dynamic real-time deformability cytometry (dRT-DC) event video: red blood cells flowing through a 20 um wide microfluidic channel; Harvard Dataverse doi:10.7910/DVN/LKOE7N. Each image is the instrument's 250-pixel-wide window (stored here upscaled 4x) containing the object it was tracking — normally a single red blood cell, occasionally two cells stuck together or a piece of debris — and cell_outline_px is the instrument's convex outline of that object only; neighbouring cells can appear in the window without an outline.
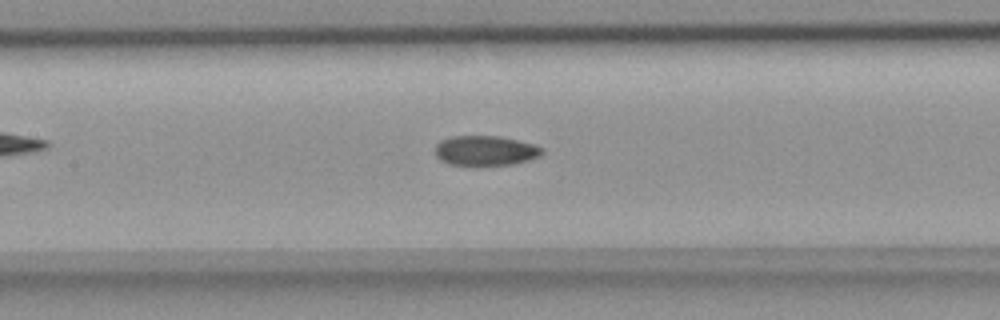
{"species": "common noctule bat (a hibernating species)", "species_latin": "Nyctalus noctula", "temperature_condition": "room temperature", "stored_images_in_passage": 52, "camera_frame_rate_fps": 3000, "um_per_image_px": 0.085, "animal": {"sex": "female", "body_mass_g": 18.4}, "frame": {"image": 1, "passage_image": 24, "time_ms": 7.667, "image_size_px": [1000, 320], "cell_outline_px": [[544, 152], [540, 156], [528, 160], [512, 164], [452, 164], [440, 160], [436, 156], [436, 144], [440, 140], [452, 136], [500, 136], [532, 144], [544, 148]], "centroid_in_image_um": [41.27, 12.78], "position_along_channel_um": 166.1, "area_um2": 18.32}}
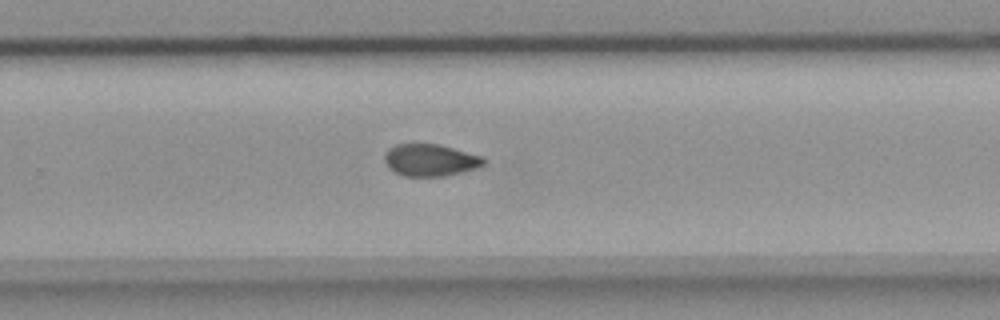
{"frame": {"image": 2, "passage_image": 34, "time_ms": 11.0, "image_size_px": [1000, 320], "cell_outline_px": [[488, 160], [480, 168], [444, 176], [404, 176], [388, 168], [384, 160], [384, 152], [388, 148], [396, 144], [440, 144], [484, 156]], "centroid_in_image_um": [36.61, 13.6], "position_along_channel_um": 293.2, "area_um2": 18.9}}
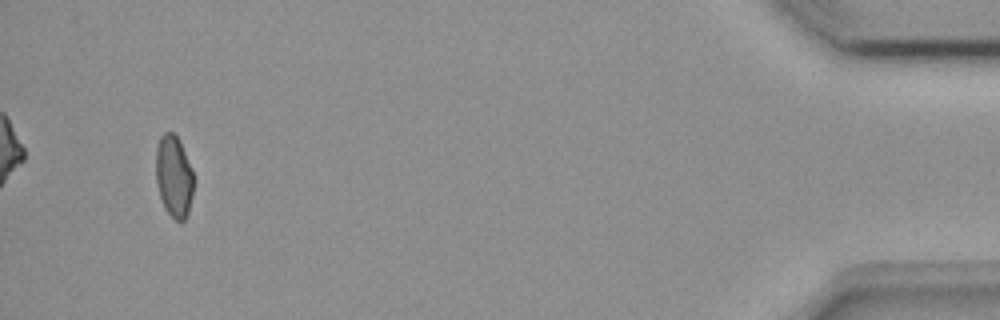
{"frame": {"image": 3, "passage_image": 50, "time_ms": 16.333, "image_size_px": [1000, 320], "cell_outline_px": [[192, 196], [188, 212], [184, 220], [180, 224], [164, 208], [156, 184], [156, 148], [160, 136], [164, 132], [172, 132], [180, 140], [192, 168]], "centroid_in_image_um": [14.76, 14.98], "position_along_channel_um": 420.4, "area_um2": 18.03}, "authors_computed_cell_mechanics": {"area_um2": 19.0162, "velocity_mm_per_s": 3.824, "shape_relaxation_time_tau1_ms": null, "shape_relaxation_time_tau2_ms": 3.7319, "deformation_change_tau1": null, "deformation_change_tau2": 0.073}}